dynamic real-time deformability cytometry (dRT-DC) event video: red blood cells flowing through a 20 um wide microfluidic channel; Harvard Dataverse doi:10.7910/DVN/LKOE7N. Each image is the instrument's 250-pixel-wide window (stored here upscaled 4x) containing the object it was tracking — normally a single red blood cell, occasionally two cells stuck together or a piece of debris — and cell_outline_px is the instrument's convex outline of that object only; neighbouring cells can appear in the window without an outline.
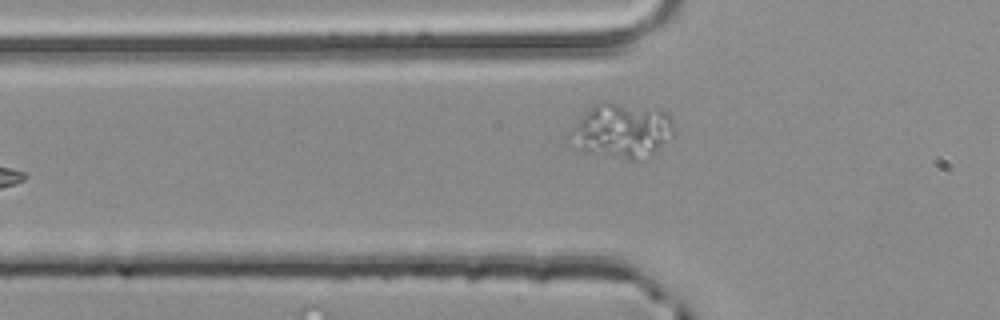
{"species": "common noctule bat (a hibernating species)", "species_latin": "Nyctalus noctula", "temperature_condition": "room temperature", "stored_images_in_passage": 4, "camera_frame_rate_fps": 3000, "um_per_image_px": 0.085, "animal": {"sex": "male", "body_mass_g": 20.4}, "frame": {"image": 1, "passage_image": 4, "time_ms": 1.0, "image_size_px": [1000, 320], "cell_outline_px": [[676, 132], [672, 136], [652, 152], [632, 160], [628, 160], [584, 152], [564, 140], [564, 136], [596, 104], [604, 100], [608, 100], [656, 108], [668, 112], [672, 116], [676, 128]], "centroid_in_image_um": [52.84, 11.07], "position_along_channel_um": 73.0, "area_um2": 33.58}}